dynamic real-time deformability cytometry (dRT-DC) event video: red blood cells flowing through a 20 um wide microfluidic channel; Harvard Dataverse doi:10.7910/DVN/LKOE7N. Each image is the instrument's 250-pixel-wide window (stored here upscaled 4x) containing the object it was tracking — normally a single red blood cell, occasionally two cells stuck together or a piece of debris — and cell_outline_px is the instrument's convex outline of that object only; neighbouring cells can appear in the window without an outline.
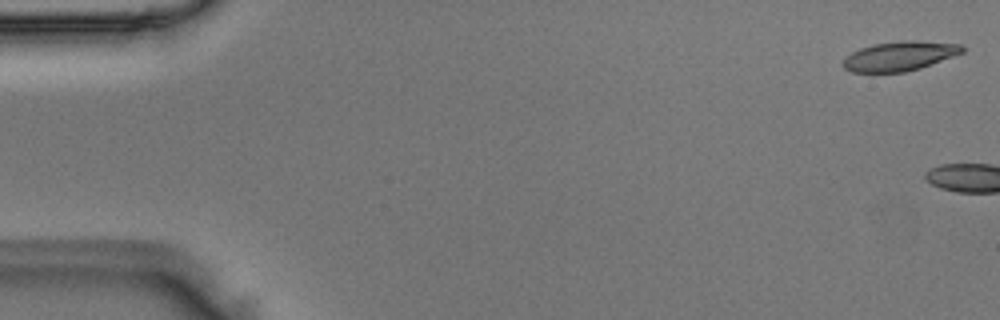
{"species": "Egyptian fruit bat (a non-hibernating species)", "species_latin": "Rousettus aegyptiacus", "temperature_condition": "room temperature", "stored_images_in_passage": 4, "camera_frame_rate_fps": 3000, "um_per_image_px": 0.085, "animal": {"sex": "male"}, "frame": {"image": 1, "passage_image": 1, "time_ms": 0.0, "image_size_px": [1000, 320], "cell_outline_px": [[964, 52], [920, 68], [904, 72], [852, 72], [844, 68], [840, 64], [844, 56], [860, 48], [872, 44], [900, 40], [916, 40], [964, 44]], "centroid_in_image_um": [76.44, 4.75], "position_along_channel_um": 8.6, "area_um2": 20.75}}